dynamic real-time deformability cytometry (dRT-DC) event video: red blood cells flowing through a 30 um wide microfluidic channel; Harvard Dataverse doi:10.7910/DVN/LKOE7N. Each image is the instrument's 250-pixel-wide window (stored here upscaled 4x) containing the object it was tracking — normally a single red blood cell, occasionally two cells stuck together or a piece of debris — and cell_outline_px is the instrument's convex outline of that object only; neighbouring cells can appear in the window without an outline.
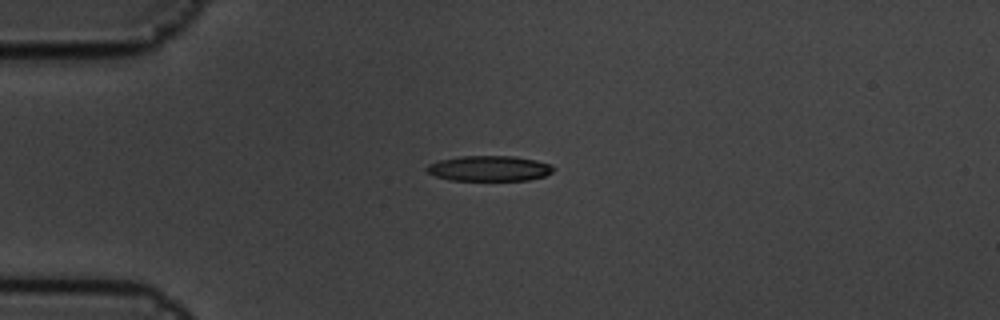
{"species": "common noctule bat (a hibernating species)", "species_latin": "Nyctalus noctula", "temperature_condition": "cold", "stored_images_in_passage": 4, "camera_frame_rate_fps": 3000, "um_per_image_px": 0.085, "animal": {"sex": "male", "body_mass_g": 19.5, "forearm_length_mm": 54.6}, "frame": {"image": 1, "passage_image": 4, "time_ms": 1.0, "image_size_px": [1000, 320], "cell_outline_px": [[556, 168], [552, 172], [544, 176], [528, 180], [452, 180], [436, 176], [428, 172], [424, 168], [428, 164], [440, 160], [460, 156], [512, 156], [536, 160], [552, 164]], "centroid_in_image_um": [41.61, 14.31], "position_along_channel_um": 43.4, "area_um2": 18.73}}